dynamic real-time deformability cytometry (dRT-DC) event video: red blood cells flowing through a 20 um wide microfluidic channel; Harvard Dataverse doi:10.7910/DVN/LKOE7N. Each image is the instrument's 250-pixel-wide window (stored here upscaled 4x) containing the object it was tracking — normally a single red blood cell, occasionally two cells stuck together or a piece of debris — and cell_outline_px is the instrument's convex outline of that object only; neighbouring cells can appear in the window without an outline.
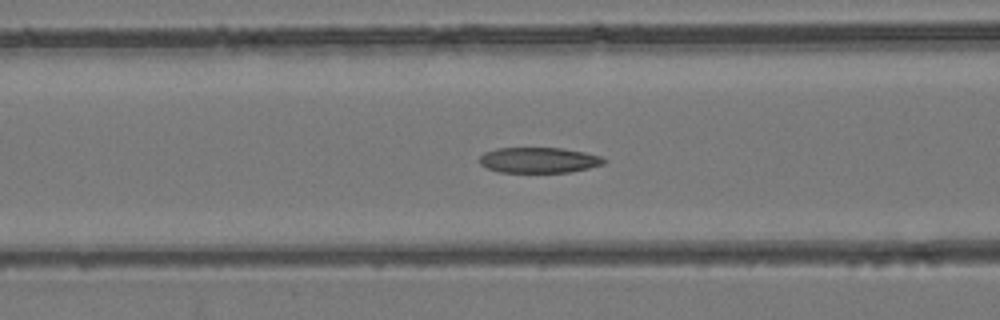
{"species": "common noctule bat (a hibernating species)", "species_latin": "Nyctalus noctula", "temperature_condition": "room temperature", "stored_images_in_passage": 48, "camera_frame_rate_fps": 3000, "um_per_image_px": 0.085, "animal": {"sex": "female", "body_mass_g": 24.6, "forearm_length_mm": 56.2}, "frame": {"image": 1, "passage_image": 20, "time_ms": 6.333, "image_size_px": [1000, 320], "cell_outline_px": [[608, 160], [604, 164], [588, 168], [568, 172], [496, 172], [480, 164], [480, 156], [484, 152], [496, 148], [564, 148], [584, 152], [600, 156]], "centroid_in_image_um": [45.8, 13.6], "position_along_channel_um": 120.8, "area_um2": 18.55}}
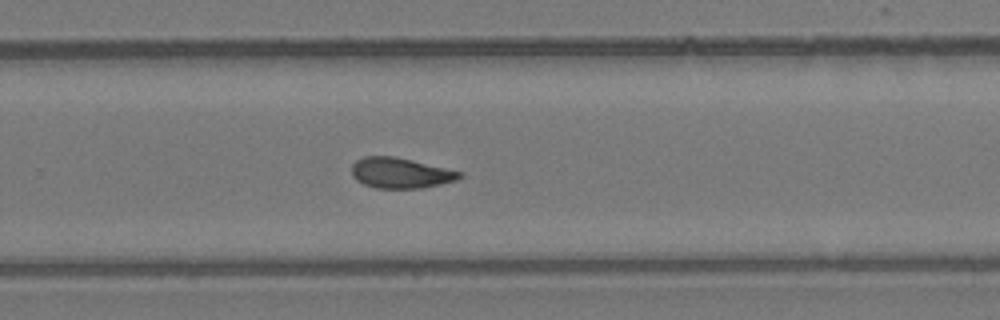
{"frame": {"image": 2, "passage_image": 32, "time_ms": 10.333, "image_size_px": [1000, 320], "cell_outline_px": [[464, 176], [456, 180], [440, 184], [420, 188], [376, 188], [364, 184], [356, 180], [352, 176], [352, 164], [356, 160], [364, 156], [396, 156], [464, 172]], "centroid_in_image_um": [34.05, 14.69], "position_along_channel_um": 295.7, "area_um2": 19.31}}
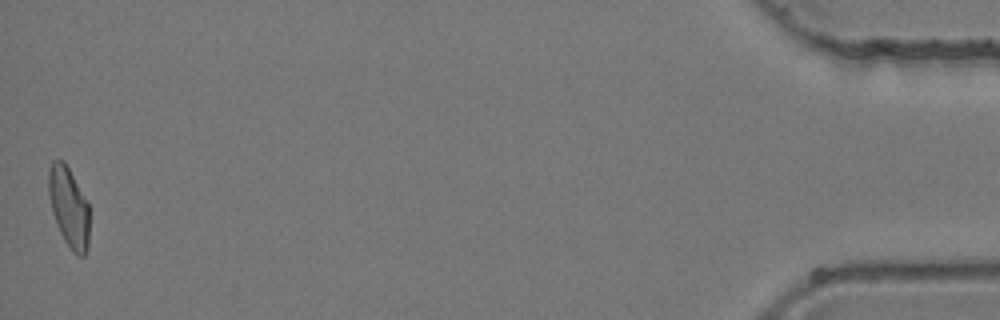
{"frame": {"image": 3, "passage_image": 48, "time_ms": 15.667, "image_size_px": [1000, 320], "cell_outline_px": [[88, 248], [84, 256], [76, 256], [72, 252], [64, 240], [60, 232], [52, 212], [48, 196], [48, 172], [52, 160], [64, 160], [88, 204]], "centroid_in_image_um": [5.83, 17.63], "position_along_channel_um": 429.4, "area_um2": 18.96}}